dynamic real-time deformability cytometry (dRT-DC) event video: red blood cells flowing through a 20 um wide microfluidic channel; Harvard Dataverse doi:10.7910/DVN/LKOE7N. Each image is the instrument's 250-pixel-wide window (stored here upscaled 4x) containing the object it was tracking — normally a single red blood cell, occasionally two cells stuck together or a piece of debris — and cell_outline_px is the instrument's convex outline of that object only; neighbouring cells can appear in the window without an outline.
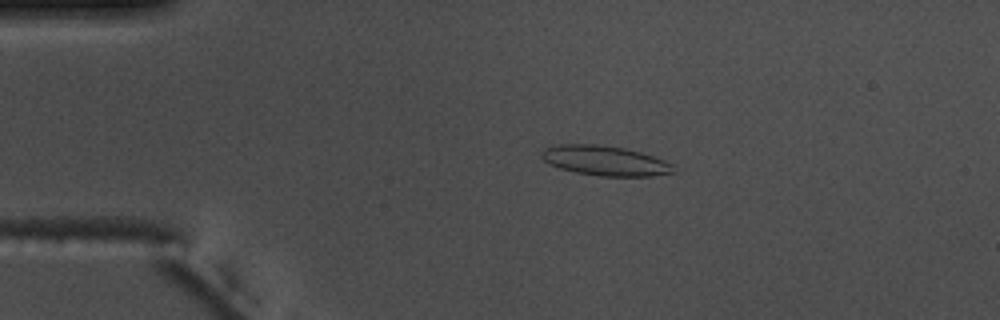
{"species": "common noctule bat (a hibernating species)", "species_latin": "Nyctalus noctula", "temperature_condition": "warm", "stored_images_in_passage": 54, "camera_frame_rate_fps": 3000, "um_per_image_px": 0.085, "animal": {"sex": "male", "body_mass_g": 17.5, "forearm_length_mm": 52.3}, "frame": {"image": 1, "passage_image": 11, "time_ms": 3.333, "image_size_px": [1000, 320], "cell_outline_px": [[676, 172], [652, 176], [600, 176], [576, 172], [560, 168], [548, 164], [540, 156], [540, 152], [544, 148], [552, 144], [596, 144], [624, 148], [640, 152], [664, 160], [672, 164]], "centroid_in_image_um": [51.38, 13.65], "position_along_channel_um": 33.6, "area_um2": 23.06}}
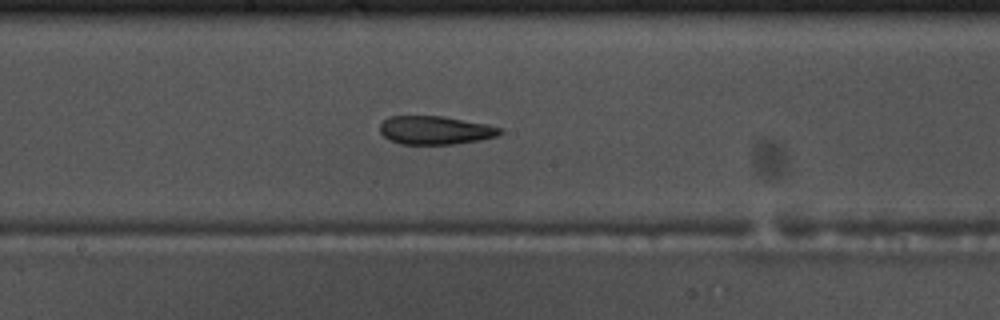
{"frame": {"image": 2, "passage_image": 29, "time_ms": 9.333, "image_size_px": [1000, 320], "cell_outline_px": [[504, 132], [496, 136], [480, 140], [456, 144], [400, 144], [384, 136], [380, 132], [380, 124], [388, 116], [444, 116], [488, 124], [500, 128]], "centroid_in_image_um": [37.01, 11.06], "position_along_channel_um": 211.2, "area_um2": 19.94}}
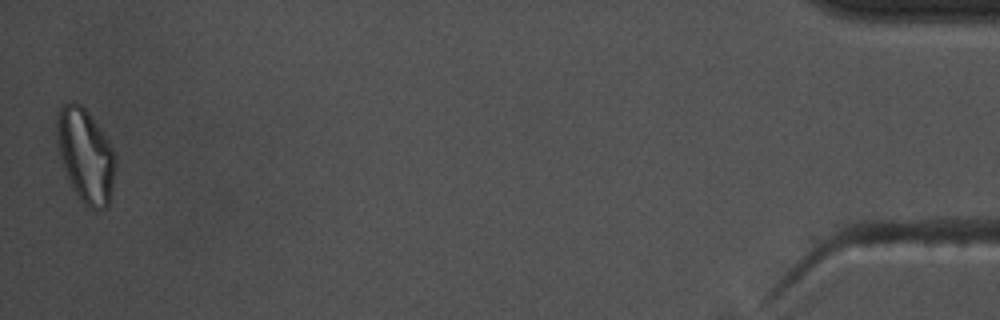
{"frame": {"image": 3, "passage_image": 54, "time_ms": 17.667, "image_size_px": [1000, 320], "cell_outline_px": [[116, 164], [112, 188], [108, 208], [100, 212], [96, 212], [84, 204], [80, 200], [72, 188], [60, 156], [56, 140], [56, 120], [60, 108], [64, 104], [72, 100], [76, 100], [88, 112], [112, 148], [116, 156]], "centroid_in_image_um": [7.27, 13.26], "position_along_channel_um": 427.9, "area_um2": 32.08}, "authors_computed_cell_mechanics": {"area_um2": 22.0796, "velocity_mm_per_s": 3.7106, "shape_relaxation_time_tau1_ms": null, "shape_relaxation_time_tau2_ms": 3.7511, "deformation_change_tau1": null, "deformation_change_tau2": 0.1189}}